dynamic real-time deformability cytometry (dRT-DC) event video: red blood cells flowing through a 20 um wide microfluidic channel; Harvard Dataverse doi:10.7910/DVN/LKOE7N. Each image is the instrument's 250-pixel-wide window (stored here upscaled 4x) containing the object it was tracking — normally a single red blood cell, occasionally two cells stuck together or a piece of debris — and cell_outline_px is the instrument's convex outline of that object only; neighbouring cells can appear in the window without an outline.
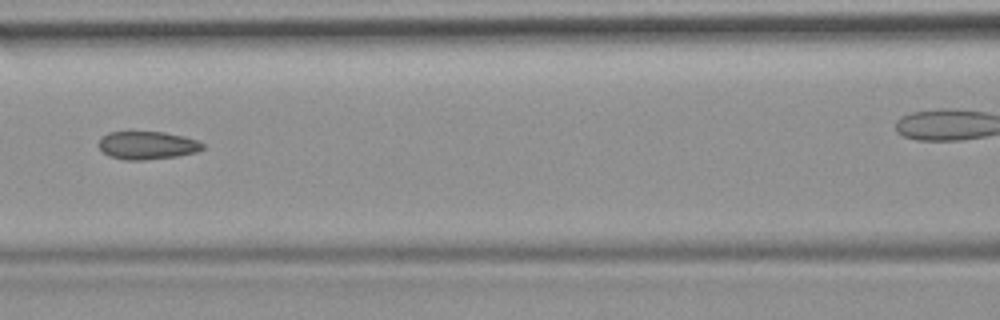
{"species": "common noctule bat (a hibernating species)", "species_latin": "Nyctalus noctula", "temperature_condition": "room temperature", "stored_images_in_passage": 7, "segment_of_instrument_passage": [1, 2], "camera_frame_rate_fps": 3000, "um_per_image_px": 0.085, "animal": {"sex": "female", "body_mass_g": 19.9}, "frame": {"image": 1, "passage_image": 6, "time_ms": 1.667, "image_size_px": [1000, 320], "cell_outline_px": [[204, 148], [196, 152], [176, 156], [144, 160], [124, 160], [108, 156], [96, 144], [108, 132], [164, 132], [184, 136], [196, 140], [204, 144]], "centroid_in_image_um": [12.5, 12.35], "position_along_channel_um": 154.1, "area_um2": 16.94}}